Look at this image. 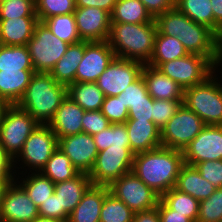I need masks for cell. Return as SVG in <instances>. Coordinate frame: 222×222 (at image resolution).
Instances as JSON below:
<instances>
[{"label": "cell", "mask_w": 222, "mask_h": 222, "mask_svg": "<svg viewBox=\"0 0 222 222\" xmlns=\"http://www.w3.org/2000/svg\"><path fill=\"white\" fill-rule=\"evenodd\" d=\"M154 20L160 34L177 37L188 53L205 56L216 68L222 67L219 37L207 26L195 23L176 7Z\"/></svg>", "instance_id": "1"}, {"label": "cell", "mask_w": 222, "mask_h": 222, "mask_svg": "<svg viewBox=\"0 0 222 222\" xmlns=\"http://www.w3.org/2000/svg\"><path fill=\"white\" fill-rule=\"evenodd\" d=\"M183 165V151L160 146L134 154L132 172L161 197L175 188Z\"/></svg>", "instance_id": "2"}, {"label": "cell", "mask_w": 222, "mask_h": 222, "mask_svg": "<svg viewBox=\"0 0 222 222\" xmlns=\"http://www.w3.org/2000/svg\"><path fill=\"white\" fill-rule=\"evenodd\" d=\"M156 33L155 22L111 23L108 42L116 57L148 64L154 52Z\"/></svg>", "instance_id": "3"}, {"label": "cell", "mask_w": 222, "mask_h": 222, "mask_svg": "<svg viewBox=\"0 0 222 222\" xmlns=\"http://www.w3.org/2000/svg\"><path fill=\"white\" fill-rule=\"evenodd\" d=\"M66 97L67 86L57 83L50 73L35 72L17 105L39 124H48Z\"/></svg>", "instance_id": "4"}, {"label": "cell", "mask_w": 222, "mask_h": 222, "mask_svg": "<svg viewBox=\"0 0 222 222\" xmlns=\"http://www.w3.org/2000/svg\"><path fill=\"white\" fill-rule=\"evenodd\" d=\"M220 70L217 68L202 83L184 89L183 104L196 113L205 125H222V79H220L222 72Z\"/></svg>", "instance_id": "5"}, {"label": "cell", "mask_w": 222, "mask_h": 222, "mask_svg": "<svg viewBox=\"0 0 222 222\" xmlns=\"http://www.w3.org/2000/svg\"><path fill=\"white\" fill-rule=\"evenodd\" d=\"M57 148L56 134L47 124H39L12 160V173L40 172Z\"/></svg>", "instance_id": "6"}, {"label": "cell", "mask_w": 222, "mask_h": 222, "mask_svg": "<svg viewBox=\"0 0 222 222\" xmlns=\"http://www.w3.org/2000/svg\"><path fill=\"white\" fill-rule=\"evenodd\" d=\"M39 123L17 104L9 105L0 127V144L12 161Z\"/></svg>", "instance_id": "7"}, {"label": "cell", "mask_w": 222, "mask_h": 222, "mask_svg": "<svg viewBox=\"0 0 222 222\" xmlns=\"http://www.w3.org/2000/svg\"><path fill=\"white\" fill-rule=\"evenodd\" d=\"M69 45L57 38L44 22L39 21L27 44L34 71L50 73Z\"/></svg>", "instance_id": "8"}, {"label": "cell", "mask_w": 222, "mask_h": 222, "mask_svg": "<svg viewBox=\"0 0 222 222\" xmlns=\"http://www.w3.org/2000/svg\"><path fill=\"white\" fill-rule=\"evenodd\" d=\"M134 153L129 146H109L98 152L88 174L92 185L109 186L113 181L132 171Z\"/></svg>", "instance_id": "9"}, {"label": "cell", "mask_w": 222, "mask_h": 222, "mask_svg": "<svg viewBox=\"0 0 222 222\" xmlns=\"http://www.w3.org/2000/svg\"><path fill=\"white\" fill-rule=\"evenodd\" d=\"M203 120L184 104L161 129V145L184 151L205 127Z\"/></svg>", "instance_id": "10"}, {"label": "cell", "mask_w": 222, "mask_h": 222, "mask_svg": "<svg viewBox=\"0 0 222 222\" xmlns=\"http://www.w3.org/2000/svg\"><path fill=\"white\" fill-rule=\"evenodd\" d=\"M159 69L183 89L202 83L217 68L205 57L191 54L161 63Z\"/></svg>", "instance_id": "11"}, {"label": "cell", "mask_w": 222, "mask_h": 222, "mask_svg": "<svg viewBox=\"0 0 222 222\" xmlns=\"http://www.w3.org/2000/svg\"><path fill=\"white\" fill-rule=\"evenodd\" d=\"M109 191L123 201L134 213L157 206L160 196L132 171L122 175L109 186Z\"/></svg>", "instance_id": "12"}, {"label": "cell", "mask_w": 222, "mask_h": 222, "mask_svg": "<svg viewBox=\"0 0 222 222\" xmlns=\"http://www.w3.org/2000/svg\"><path fill=\"white\" fill-rule=\"evenodd\" d=\"M144 64L135 60L115 57L97 79L96 84L105 97L118 96L140 76Z\"/></svg>", "instance_id": "13"}, {"label": "cell", "mask_w": 222, "mask_h": 222, "mask_svg": "<svg viewBox=\"0 0 222 222\" xmlns=\"http://www.w3.org/2000/svg\"><path fill=\"white\" fill-rule=\"evenodd\" d=\"M184 164L222 160V125H206L183 151Z\"/></svg>", "instance_id": "14"}, {"label": "cell", "mask_w": 222, "mask_h": 222, "mask_svg": "<svg viewBox=\"0 0 222 222\" xmlns=\"http://www.w3.org/2000/svg\"><path fill=\"white\" fill-rule=\"evenodd\" d=\"M115 57L108 41H85V52L78 65L75 82H96Z\"/></svg>", "instance_id": "15"}, {"label": "cell", "mask_w": 222, "mask_h": 222, "mask_svg": "<svg viewBox=\"0 0 222 222\" xmlns=\"http://www.w3.org/2000/svg\"><path fill=\"white\" fill-rule=\"evenodd\" d=\"M38 216V207L13 179L3 195L0 222H32Z\"/></svg>", "instance_id": "16"}, {"label": "cell", "mask_w": 222, "mask_h": 222, "mask_svg": "<svg viewBox=\"0 0 222 222\" xmlns=\"http://www.w3.org/2000/svg\"><path fill=\"white\" fill-rule=\"evenodd\" d=\"M58 148L80 173H90L98 155L93 135L81 132L62 137L58 139Z\"/></svg>", "instance_id": "17"}, {"label": "cell", "mask_w": 222, "mask_h": 222, "mask_svg": "<svg viewBox=\"0 0 222 222\" xmlns=\"http://www.w3.org/2000/svg\"><path fill=\"white\" fill-rule=\"evenodd\" d=\"M74 18L82 41H108L111 14L101 8H76Z\"/></svg>", "instance_id": "18"}, {"label": "cell", "mask_w": 222, "mask_h": 222, "mask_svg": "<svg viewBox=\"0 0 222 222\" xmlns=\"http://www.w3.org/2000/svg\"><path fill=\"white\" fill-rule=\"evenodd\" d=\"M84 113L85 110L67 95L47 125L58 139L75 135L83 132L82 119Z\"/></svg>", "instance_id": "19"}, {"label": "cell", "mask_w": 222, "mask_h": 222, "mask_svg": "<svg viewBox=\"0 0 222 222\" xmlns=\"http://www.w3.org/2000/svg\"><path fill=\"white\" fill-rule=\"evenodd\" d=\"M130 149L134 154L158 148L161 145V130L152 121L127 119L125 122Z\"/></svg>", "instance_id": "20"}, {"label": "cell", "mask_w": 222, "mask_h": 222, "mask_svg": "<svg viewBox=\"0 0 222 222\" xmlns=\"http://www.w3.org/2000/svg\"><path fill=\"white\" fill-rule=\"evenodd\" d=\"M141 75L146 83L147 91L153 99H183L184 89L159 69L144 64Z\"/></svg>", "instance_id": "21"}, {"label": "cell", "mask_w": 222, "mask_h": 222, "mask_svg": "<svg viewBox=\"0 0 222 222\" xmlns=\"http://www.w3.org/2000/svg\"><path fill=\"white\" fill-rule=\"evenodd\" d=\"M109 192L108 186L91 185L69 214L67 222H100L101 206Z\"/></svg>", "instance_id": "22"}, {"label": "cell", "mask_w": 222, "mask_h": 222, "mask_svg": "<svg viewBox=\"0 0 222 222\" xmlns=\"http://www.w3.org/2000/svg\"><path fill=\"white\" fill-rule=\"evenodd\" d=\"M38 22V17L0 19V45H27Z\"/></svg>", "instance_id": "23"}, {"label": "cell", "mask_w": 222, "mask_h": 222, "mask_svg": "<svg viewBox=\"0 0 222 222\" xmlns=\"http://www.w3.org/2000/svg\"><path fill=\"white\" fill-rule=\"evenodd\" d=\"M34 70L0 71V100L10 105L17 104L28 87Z\"/></svg>", "instance_id": "24"}, {"label": "cell", "mask_w": 222, "mask_h": 222, "mask_svg": "<svg viewBox=\"0 0 222 222\" xmlns=\"http://www.w3.org/2000/svg\"><path fill=\"white\" fill-rule=\"evenodd\" d=\"M91 185V180L86 173H79L73 179L55 183L54 194L58 197L60 209L70 214Z\"/></svg>", "instance_id": "25"}, {"label": "cell", "mask_w": 222, "mask_h": 222, "mask_svg": "<svg viewBox=\"0 0 222 222\" xmlns=\"http://www.w3.org/2000/svg\"><path fill=\"white\" fill-rule=\"evenodd\" d=\"M175 189L200 202L207 199L217 188L203 178L194 166L184 164L177 177Z\"/></svg>", "instance_id": "26"}, {"label": "cell", "mask_w": 222, "mask_h": 222, "mask_svg": "<svg viewBox=\"0 0 222 222\" xmlns=\"http://www.w3.org/2000/svg\"><path fill=\"white\" fill-rule=\"evenodd\" d=\"M85 52V41L70 44L66 53L50 71L52 78L59 84L69 86L75 83V74Z\"/></svg>", "instance_id": "27"}, {"label": "cell", "mask_w": 222, "mask_h": 222, "mask_svg": "<svg viewBox=\"0 0 222 222\" xmlns=\"http://www.w3.org/2000/svg\"><path fill=\"white\" fill-rule=\"evenodd\" d=\"M14 180L25 190L37 207L54 193L55 184L40 172L16 174Z\"/></svg>", "instance_id": "28"}, {"label": "cell", "mask_w": 222, "mask_h": 222, "mask_svg": "<svg viewBox=\"0 0 222 222\" xmlns=\"http://www.w3.org/2000/svg\"><path fill=\"white\" fill-rule=\"evenodd\" d=\"M67 95L85 111L101 110L105 95L96 82H75L67 87Z\"/></svg>", "instance_id": "29"}, {"label": "cell", "mask_w": 222, "mask_h": 222, "mask_svg": "<svg viewBox=\"0 0 222 222\" xmlns=\"http://www.w3.org/2000/svg\"><path fill=\"white\" fill-rule=\"evenodd\" d=\"M155 22L140 0H117L111 14V23L140 24Z\"/></svg>", "instance_id": "30"}, {"label": "cell", "mask_w": 222, "mask_h": 222, "mask_svg": "<svg viewBox=\"0 0 222 222\" xmlns=\"http://www.w3.org/2000/svg\"><path fill=\"white\" fill-rule=\"evenodd\" d=\"M188 54L189 53L177 37L162 35L157 31L154 52L148 65L157 68L161 63L178 59Z\"/></svg>", "instance_id": "31"}, {"label": "cell", "mask_w": 222, "mask_h": 222, "mask_svg": "<svg viewBox=\"0 0 222 222\" xmlns=\"http://www.w3.org/2000/svg\"><path fill=\"white\" fill-rule=\"evenodd\" d=\"M40 173L54 184L73 179L80 172L73 166L70 159L57 148Z\"/></svg>", "instance_id": "32"}, {"label": "cell", "mask_w": 222, "mask_h": 222, "mask_svg": "<svg viewBox=\"0 0 222 222\" xmlns=\"http://www.w3.org/2000/svg\"><path fill=\"white\" fill-rule=\"evenodd\" d=\"M34 70L27 45H0V71Z\"/></svg>", "instance_id": "33"}, {"label": "cell", "mask_w": 222, "mask_h": 222, "mask_svg": "<svg viewBox=\"0 0 222 222\" xmlns=\"http://www.w3.org/2000/svg\"><path fill=\"white\" fill-rule=\"evenodd\" d=\"M175 7L195 23L205 25L213 31L211 0H176Z\"/></svg>", "instance_id": "34"}, {"label": "cell", "mask_w": 222, "mask_h": 222, "mask_svg": "<svg viewBox=\"0 0 222 222\" xmlns=\"http://www.w3.org/2000/svg\"><path fill=\"white\" fill-rule=\"evenodd\" d=\"M160 199L172 210L185 215L193 222H196L199 201L190 196L189 194L182 193L175 188L170 189L164 193Z\"/></svg>", "instance_id": "35"}, {"label": "cell", "mask_w": 222, "mask_h": 222, "mask_svg": "<svg viewBox=\"0 0 222 222\" xmlns=\"http://www.w3.org/2000/svg\"><path fill=\"white\" fill-rule=\"evenodd\" d=\"M43 22L57 38L68 44L82 41L73 13L49 17Z\"/></svg>", "instance_id": "36"}, {"label": "cell", "mask_w": 222, "mask_h": 222, "mask_svg": "<svg viewBox=\"0 0 222 222\" xmlns=\"http://www.w3.org/2000/svg\"><path fill=\"white\" fill-rule=\"evenodd\" d=\"M134 212L112 193H108L101 206L100 222H132Z\"/></svg>", "instance_id": "37"}, {"label": "cell", "mask_w": 222, "mask_h": 222, "mask_svg": "<svg viewBox=\"0 0 222 222\" xmlns=\"http://www.w3.org/2000/svg\"><path fill=\"white\" fill-rule=\"evenodd\" d=\"M75 9V0H35V12L41 22L49 17L74 13Z\"/></svg>", "instance_id": "38"}, {"label": "cell", "mask_w": 222, "mask_h": 222, "mask_svg": "<svg viewBox=\"0 0 222 222\" xmlns=\"http://www.w3.org/2000/svg\"><path fill=\"white\" fill-rule=\"evenodd\" d=\"M222 221V188H217L207 199L200 201L196 222Z\"/></svg>", "instance_id": "39"}, {"label": "cell", "mask_w": 222, "mask_h": 222, "mask_svg": "<svg viewBox=\"0 0 222 222\" xmlns=\"http://www.w3.org/2000/svg\"><path fill=\"white\" fill-rule=\"evenodd\" d=\"M37 17L35 0H7L0 3V19Z\"/></svg>", "instance_id": "40"}, {"label": "cell", "mask_w": 222, "mask_h": 222, "mask_svg": "<svg viewBox=\"0 0 222 222\" xmlns=\"http://www.w3.org/2000/svg\"><path fill=\"white\" fill-rule=\"evenodd\" d=\"M183 104V99H153L152 122L161 130Z\"/></svg>", "instance_id": "41"}, {"label": "cell", "mask_w": 222, "mask_h": 222, "mask_svg": "<svg viewBox=\"0 0 222 222\" xmlns=\"http://www.w3.org/2000/svg\"><path fill=\"white\" fill-rule=\"evenodd\" d=\"M101 112L111 124L125 123L128 119V109L123 104L121 97L118 96L105 97Z\"/></svg>", "instance_id": "42"}, {"label": "cell", "mask_w": 222, "mask_h": 222, "mask_svg": "<svg viewBox=\"0 0 222 222\" xmlns=\"http://www.w3.org/2000/svg\"><path fill=\"white\" fill-rule=\"evenodd\" d=\"M125 107L129 109L133 104L138 101H146V97H151L147 91L146 83L142 75L134 81L132 84L128 85L127 88L118 95Z\"/></svg>", "instance_id": "43"}, {"label": "cell", "mask_w": 222, "mask_h": 222, "mask_svg": "<svg viewBox=\"0 0 222 222\" xmlns=\"http://www.w3.org/2000/svg\"><path fill=\"white\" fill-rule=\"evenodd\" d=\"M194 167L213 186L222 188V160H207L195 164Z\"/></svg>", "instance_id": "44"}, {"label": "cell", "mask_w": 222, "mask_h": 222, "mask_svg": "<svg viewBox=\"0 0 222 222\" xmlns=\"http://www.w3.org/2000/svg\"><path fill=\"white\" fill-rule=\"evenodd\" d=\"M108 118L101 112L97 111H85L82 119L83 132L89 135H94L101 132L110 126Z\"/></svg>", "instance_id": "45"}, {"label": "cell", "mask_w": 222, "mask_h": 222, "mask_svg": "<svg viewBox=\"0 0 222 222\" xmlns=\"http://www.w3.org/2000/svg\"><path fill=\"white\" fill-rule=\"evenodd\" d=\"M38 213L40 216L55 218L58 220L68 221L69 214L60 209V202L58 197L53 193L45 202H42L38 207Z\"/></svg>", "instance_id": "46"}, {"label": "cell", "mask_w": 222, "mask_h": 222, "mask_svg": "<svg viewBox=\"0 0 222 222\" xmlns=\"http://www.w3.org/2000/svg\"><path fill=\"white\" fill-rule=\"evenodd\" d=\"M153 98L146 97V101H138L128 109V119H139L152 121Z\"/></svg>", "instance_id": "47"}, {"label": "cell", "mask_w": 222, "mask_h": 222, "mask_svg": "<svg viewBox=\"0 0 222 222\" xmlns=\"http://www.w3.org/2000/svg\"><path fill=\"white\" fill-rule=\"evenodd\" d=\"M150 15L155 19L157 16L175 8L176 0H140Z\"/></svg>", "instance_id": "48"}, {"label": "cell", "mask_w": 222, "mask_h": 222, "mask_svg": "<svg viewBox=\"0 0 222 222\" xmlns=\"http://www.w3.org/2000/svg\"><path fill=\"white\" fill-rule=\"evenodd\" d=\"M112 145L130 147L125 123L110 124V146Z\"/></svg>", "instance_id": "49"}, {"label": "cell", "mask_w": 222, "mask_h": 222, "mask_svg": "<svg viewBox=\"0 0 222 222\" xmlns=\"http://www.w3.org/2000/svg\"><path fill=\"white\" fill-rule=\"evenodd\" d=\"M161 222H193L191 219L170 209L161 199L158 204Z\"/></svg>", "instance_id": "50"}, {"label": "cell", "mask_w": 222, "mask_h": 222, "mask_svg": "<svg viewBox=\"0 0 222 222\" xmlns=\"http://www.w3.org/2000/svg\"><path fill=\"white\" fill-rule=\"evenodd\" d=\"M117 0H75L76 8H101L112 14Z\"/></svg>", "instance_id": "51"}, {"label": "cell", "mask_w": 222, "mask_h": 222, "mask_svg": "<svg viewBox=\"0 0 222 222\" xmlns=\"http://www.w3.org/2000/svg\"><path fill=\"white\" fill-rule=\"evenodd\" d=\"M213 11V32L220 37L222 35V0H211Z\"/></svg>", "instance_id": "52"}, {"label": "cell", "mask_w": 222, "mask_h": 222, "mask_svg": "<svg viewBox=\"0 0 222 222\" xmlns=\"http://www.w3.org/2000/svg\"><path fill=\"white\" fill-rule=\"evenodd\" d=\"M132 222H161L158 207L149 210L135 212Z\"/></svg>", "instance_id": "53"}, {"label": "cell", "mask_w": 222, "mask_h": 222, "mask_svg": "<svg viewBox=\"0 0 222 222\" xmlns=\"http://www.w3.org/2000/svg\"><path fill=\"white\" fill-rule=\"evenodd\" d=\"M98 152L105 150L110 146V126L99 133L93 135Z\"/></svg>", "instance_id": "54"}, {"label": "cell", "mask_w": 222, "mask_h": 222, "mask_svg": "<svg viewBox=\"0 0 222 222\" xmlns=\"http://www.w3.org/2000/svg\"><path fill=\"white\" fill-rule=\"evenodd\" d=\"M11 168L12 161L3 152L2 145L0 144V176H14Z\"/></svg>", "instance_id": "55"}, {"label": "cell", "mask_w": 222, "mask_h": 222, "mask_svg": "<svg viewBox=\"0 0 222 222\" xmlns=\"http://www.w3.org/2000/svg\"><path fill=\"white\" fill-rule=\"evenodd\" d=\"M13 179H14V176H0V210H1V204L3 200L4 192L7 186L10 184V182Z\"/></svg>", "instance_id": "56"}, {"label": "cell", "mask_w": 222, "mask_h": 222, "mask_svg": "<svg viewBox=\"0 0 222 222\" xmlns=\"http://www.w3.org/2000/svg\"><path fill=\"white\" fill-rule=\"evenodd\" d=\"M10 104L3 101V100H0V127L2 125V121H3V118H4V114L8 108Z\"/></svg>", "instance_id": "57"}, {"label": "cell", "mask_w": 222, "mask_h": 222, "mask_svg": "<svg viewBox=\"0 0 222 222\" xmlns=\"http://www.w3.org/2000/svg\"><path fill=\"white\" fill-rule=\"evenodd\" d=\"M32 222H66V221L58 220L55 218L44 217V216L39 215Z\"/></svg>", "instance_id": "58"}, {"label": "cell", "mask_w": 222, "mask_h": 222, "mask_svg": "<svg viewBox=\"0 0 222 222\" xmlns=\"http://www.w3.org/2000/svg\"><path fill=\"white\" fill-rule=\"evenodd\" d=\"M219 51L222 58V35L219 37Z\"/></svg>", "instance_id": "59"}]
</instances>
